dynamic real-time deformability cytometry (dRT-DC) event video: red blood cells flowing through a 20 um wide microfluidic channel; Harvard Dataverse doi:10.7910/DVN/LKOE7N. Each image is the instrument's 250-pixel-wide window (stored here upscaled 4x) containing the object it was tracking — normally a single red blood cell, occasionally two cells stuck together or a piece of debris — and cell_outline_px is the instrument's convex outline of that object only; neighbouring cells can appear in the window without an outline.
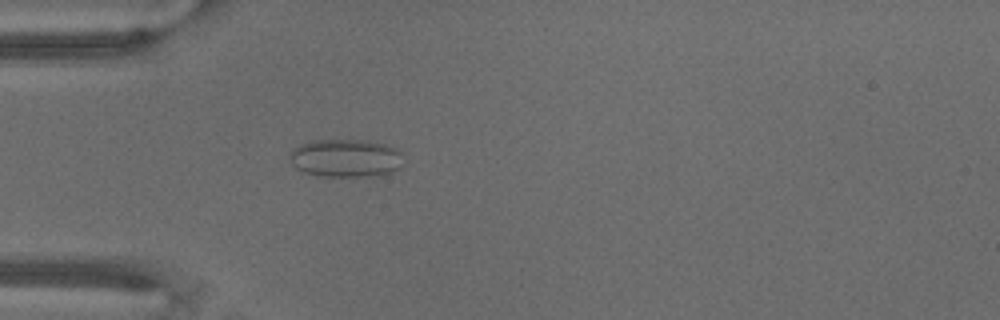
{"species": "common noctule bat (a hibernating species)", "species_latin": "Nyctalus noctula", "temperature_condition": "warm", "stored_images_in_passage": 69, "camera_frame_rate_fps": 3000, "um_per_image_px": 0.085, "animal": {"sex": "male", "body_mass_g": 18.8}, "frame": {"image": 1, "passage_image": 21, "time_ms": 6.667, "image_size_px": [1000, 320], "cell_outline_px": [[400, 168], [384, 176], [320, 176], [304, 172], [296, 168], [292, 164], [288, 156], [292, 148], [300, 144], [312, 140], [368, 140], [384, 144], [400, 152]], "centroid_in_image_um": [29.34, 13.44], "position_along_channel_um": 55.7, "area_um2": 25.32}}
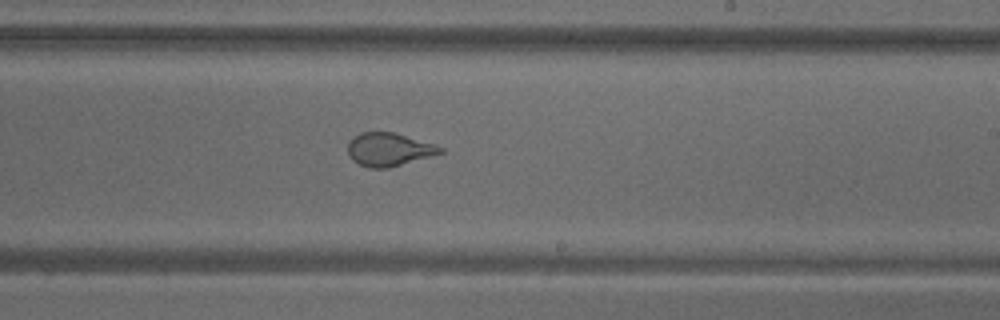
{"frame": {"image": 2, "passage_image": 42, "time_ms": 13.667, "image_size_px": [1000, 320], "cell_outline_px": [[444, 152], [388, 168], [368, 168], [352, 160], [348, 152], [348, 144], [352, 136], [360, 132], [396, 132], [444, 148]], "centroid_in_image_um": [33.02, 12.69], "position_along_channel_um": 256.0, "area_um2": 17.8}}
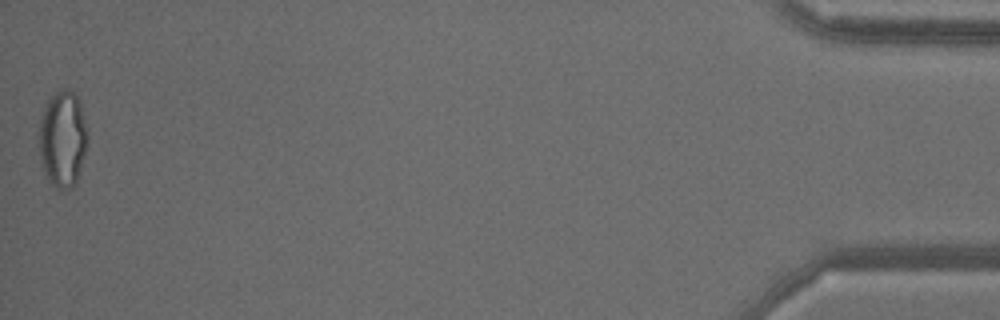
{"frame": {"image": 3, "passage_image": 69, "time_ms": 22.667, "image_size_px": [1000, 320], "cell_outline_px": [[88, 140], [80, 172], [76, 184], [60, 192], [48, 180], [44, 172], [40, 160], [40, 120], [44, 108], [48, 100], [56, 92], [64, 88], [68, 88], [80, 100], [88, 136]], "centroid_in_image_um": [5.34, 11.84], "position_along_channel_um": 429.9, "area_um2": 27.34}}